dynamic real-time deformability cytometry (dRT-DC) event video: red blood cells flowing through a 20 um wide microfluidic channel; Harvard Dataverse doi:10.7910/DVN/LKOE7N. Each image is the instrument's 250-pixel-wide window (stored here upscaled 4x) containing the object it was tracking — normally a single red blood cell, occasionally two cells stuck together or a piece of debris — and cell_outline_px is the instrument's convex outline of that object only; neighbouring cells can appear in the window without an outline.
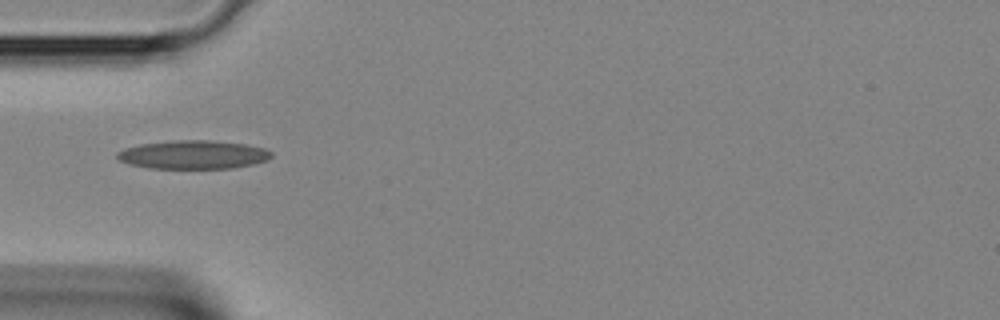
{"species": "Egyptian fruit bat (a non-hibernating species)", "species_latin": "Rousettus aegyptiacus", "temperature_condition": "room temperature", "stored_images_in_passage": 28, "camera_frame_rate_fps": 3000, "um_per_image_px": 0.085, "animal": {"sex": "female"}, "frame": {"image": 1, "passage_image": 1, "time_ms": 0.0, "image_size_px": [1000, 320], "cell_outline_px": [[272, 156], [268, 160], [252, 164], [232, 168], [148, 168], [128, 164], [120, 160], [116, 156], [116, 152], [124, 148], [140, 144], [172, 140], [212, 140], [244, 144], [264, 148], [272, 152]], "centroid_in_image_um": [16.4, 13.14], "position_along_channel_um": 68.6, "area_um2": 25.72}}
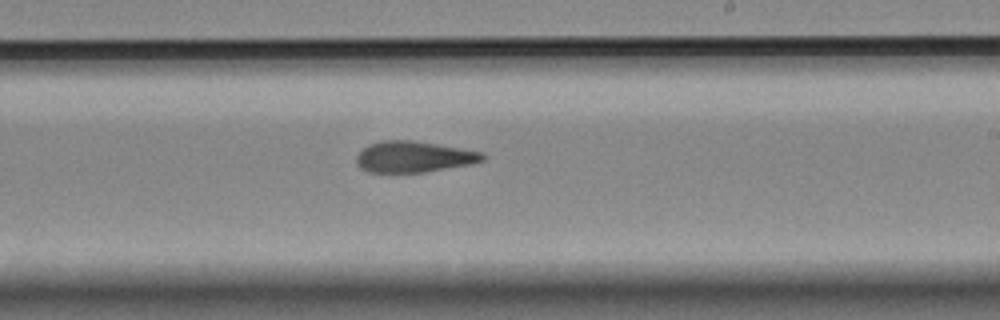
{"frame": {"image": 2, "passage_image": 12, "time_ms": 3.667, "image_size_px": [1000, 320], "cell_outline_px": [[484, 160], [472, 164], [424, 172], [368, 172], [360, 168], [356, 164], [356, 156], [368, 144], [384, 140], [412, 140], [484, 152]], "centroid_in_image_um": [35.16, 13.33], "position_along_channel_um": 253.8, "area_um2": 22.83}}
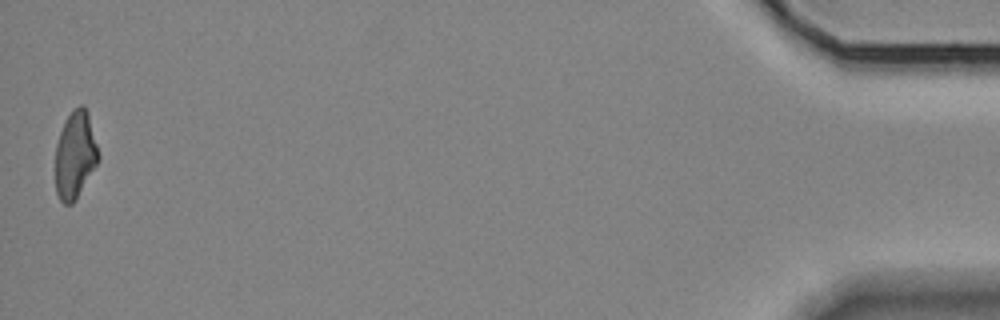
{"frame": {"image": 3, "passage_image": 28, "time_ms": 9.0, "image_size_px": [1000, 320], "cell_outline_px": [[100, 160], [76, 200], [72, 204], [64, 204], [60, 200], [56, 192], [56, 144], [64, 120], [80, 104], [84, 104], [88, 112], [100, 156]], "centroid_in_image_um": [6.41, 13.19], "position_along_channel_um": 428.8, "area_um2": 22.02}}